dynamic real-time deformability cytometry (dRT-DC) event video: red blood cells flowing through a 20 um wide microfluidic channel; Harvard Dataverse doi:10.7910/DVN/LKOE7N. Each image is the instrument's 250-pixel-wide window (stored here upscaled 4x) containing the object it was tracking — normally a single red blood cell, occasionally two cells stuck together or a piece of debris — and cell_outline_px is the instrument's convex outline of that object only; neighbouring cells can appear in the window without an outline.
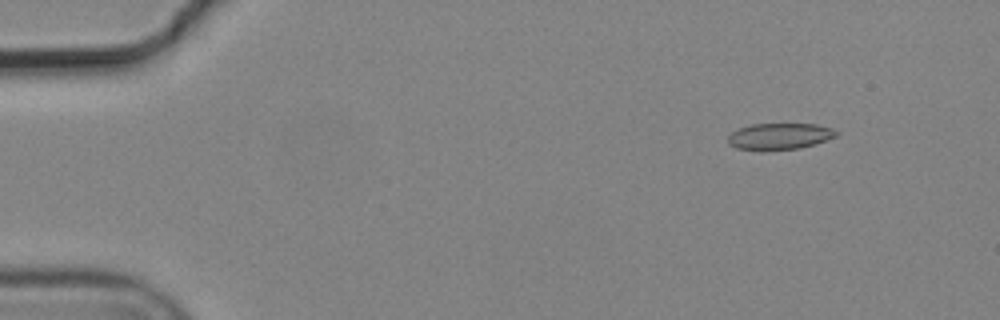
{"species": "common noctule bat (a hibernating species)", "species_latin": "Nyctalus noctula", "temperature_condition": "cold", "stored_images_in_passage": 5, "camera_frame_rate_fps": 3000, "um_per_image_px": 0.085, "animal": {"sex": "male", "body_mass_g": 19.2, "forearm_length_mm": 51.8}, "frame": {"image": 1, "passage_image": 2, "time_ms": 0.333, "image_size_px": [1000, 320], "cell_outline_px": [[840, 132], [836, 136], [800, 148], [764, 152], [736, 148], [728, 144], [728, 136], [732, 132], [740, 128], [752, 124], [816, 124], [832, 128]], "centroid_in_image_um": [66.22, 11.61], "position_along_channel_um": 18.8, "area_um2": 16.88}}
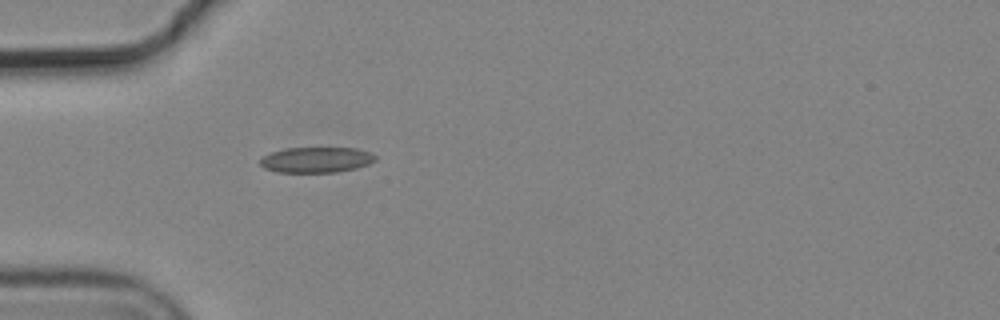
{"frame": {"image": 2, "passage_image": 5, "time_ms": 1.333, "image_size_px": [1000, 320], "cell_outline_px": [[376, 160], [368, 164], [356, 168], [336, 172], [276, 172], [264, 168], [260, 164], [260, 160], [264, 156], [272, 152], [288, 148], [356, 148], [372, 152], [376, 156]], "centroid_in_image_um": [26.92, 13.58], "position_along_channel_um": 58.1, "area_um2": 17.11}}